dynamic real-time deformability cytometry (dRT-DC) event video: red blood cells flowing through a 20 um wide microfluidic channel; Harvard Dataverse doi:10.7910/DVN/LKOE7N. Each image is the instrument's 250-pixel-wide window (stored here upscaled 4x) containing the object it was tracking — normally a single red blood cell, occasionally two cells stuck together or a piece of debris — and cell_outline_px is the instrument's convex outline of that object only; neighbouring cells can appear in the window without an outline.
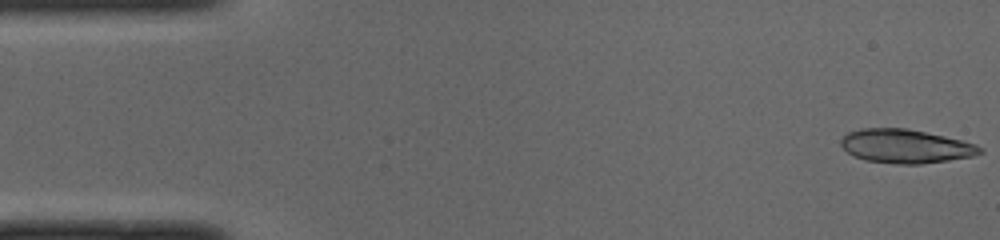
{"species": "common noctule bat (a hibernating species)", "species_latin": "Nyctalus noctula", "temperature_condition": "cold", "stored_images_in_passage": 49, "camera_frame_rate_fps": 3000, "um_per_image_px": 0.085, "animal": {"sex": "male", "body_mass_g": 19.0, "forearm_length_mm": 50.8}, "frame": {"image": 1, "passage_image": 1, "time_ms": 0.0, "image_size_px": [1000, 240], "cell_outline_px": [[984, 152], [972, 156], [948, 160], [920, 164], [896, 164], [864, 160], [848, 152], [840, 144], [840, 140], [848, 132], [860, 128], [908, 128], [944, 136], [976, 144], [984, 148]], "centroid_in_image_um": [76.98, 12.42], "position_along_channel_um": 8.0, "area_um2": 27.34}}
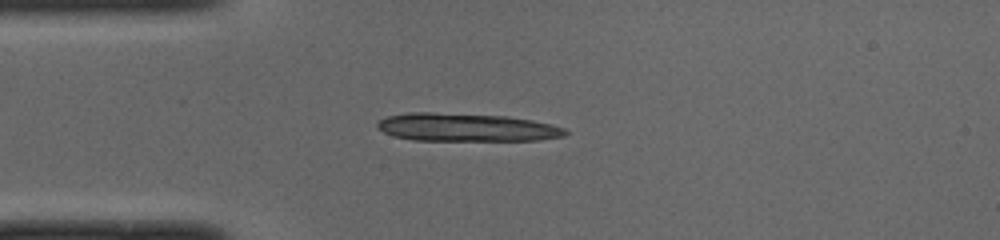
{"frame": {"image": 2, "passage_image": 12, "time_ms": 3.667, "image_size_px": [1000, 240], "cell_outline_px": [[568, 132], [564, 136], [540, 140], [412, 140], [392, 136], [384, 132], [376, 124], [380, 120], [388, 116], [408, 112], [432, 112], [508, 116], [532, 120], [552, 124], [564, 128]], "centroid_in_image_um": [39.65, 10.82], "position_along_channel_um": 45.3, "area_um2": 30.75}}